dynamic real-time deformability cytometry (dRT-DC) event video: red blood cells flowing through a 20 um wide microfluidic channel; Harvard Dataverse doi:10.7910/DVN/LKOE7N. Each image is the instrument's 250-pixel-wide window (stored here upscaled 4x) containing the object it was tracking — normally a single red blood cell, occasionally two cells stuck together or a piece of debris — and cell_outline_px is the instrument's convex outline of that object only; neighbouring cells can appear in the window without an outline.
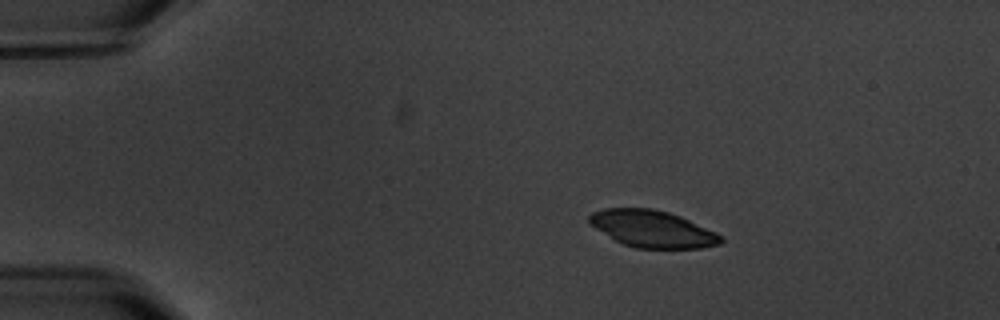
{"species": "common noctule bat (a hibernating species)", "species_latin": "Nyctalus noctula", "temperature_condition": "warm", "stored_images_in_passage": 3, "camera_frame_rate_fps": 3000, "um_per_image_px": 0.085, "animal": {"sex": "male", "body_mass_g": 20.1, "forearm_length_mm": 53.5}, "frame": {"image": 1, "passage_image": 2, "time_ms": 1.0, "image_size_px": [1000, 320], "cell_outline_px": [[724, 240], [720, 244], [700, 248], [636, 248], [624, 244], [616, 240], [588, 224], [588, 216], [592, 212], [604, 208], [652, 208], [668, 212], [680, 216], [716, 232], [724, 236]], "centroid_in_image_um": [55.46, 19.45], "position_along_channel_um": 29.5, "area_um2": 28.32}}